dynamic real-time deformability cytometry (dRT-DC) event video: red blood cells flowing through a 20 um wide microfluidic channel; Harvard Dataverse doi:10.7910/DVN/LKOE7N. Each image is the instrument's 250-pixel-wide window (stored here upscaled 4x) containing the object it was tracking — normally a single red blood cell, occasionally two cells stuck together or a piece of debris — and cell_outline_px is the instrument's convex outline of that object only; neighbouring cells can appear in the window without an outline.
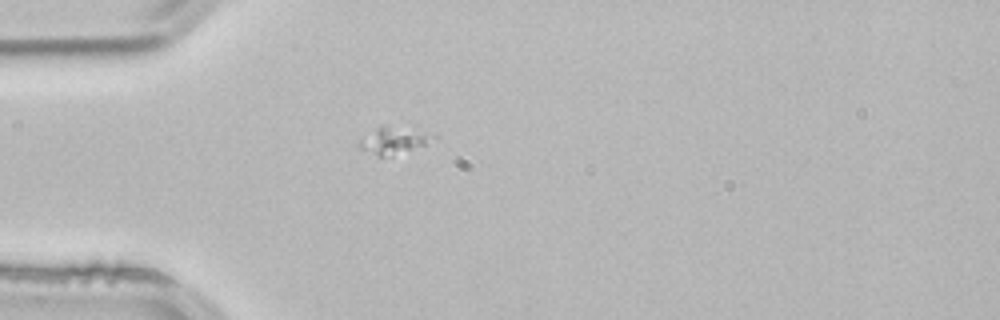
{"species": "common noctule bat (a hibernating species)", "species_latin": "Nyctalus noctula", "temperature_condition": "room temperature", "stored_images_in_passage": 4, "segment_of_instrument_passage": [2, 2], "camera_frame_rate_fps": 3000, "um_per_image_px": 0.085, "animal": {"sex": "male", "body_mass_g": 21.5, "forearm_length_mm": 52.0}, "frame": {"image": 1, "passage_image": 4, "time_ms": 1.0, "image_size_px": [1000, 320], "cell_outline_px": [[436, 136], [424, 144], [392, 156], [380, 156], [360, 148], [356, 144], [360, 140], [380, 124], [384, 124]], "centroid_in_image_um": [33.34, 11.94], "position_along_channel_um": 51.7, "area_um2": 10.92}}